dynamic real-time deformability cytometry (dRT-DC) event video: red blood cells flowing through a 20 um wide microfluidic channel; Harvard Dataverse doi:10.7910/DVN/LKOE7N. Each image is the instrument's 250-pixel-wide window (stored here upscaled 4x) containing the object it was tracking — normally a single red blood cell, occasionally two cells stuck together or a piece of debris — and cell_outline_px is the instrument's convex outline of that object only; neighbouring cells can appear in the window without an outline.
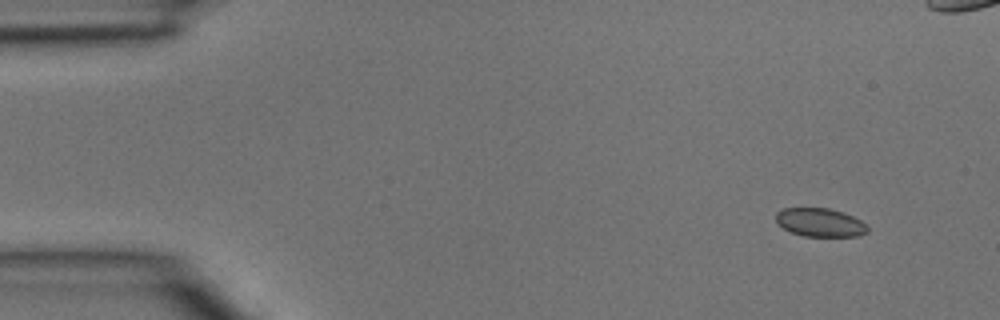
{"species": "common noctule bat (a hibernating species)", "species_latin": "Nyctalus noctula", "temperature_condition": "room temperature", "stored_images_in_passage": 6, "camera_frame_rate_fps": 3000, "um_per_image_px": 0.085, "animal": {"sex": "male", "body_mass_g": 15.6}, "frame": {"image": 1, "passage_image": 1, "time_ms": 0.0, "image_size_px": [1000, 320], "cell_outline_px": [[868, 232], [860, 236], [804, 236], [792, 232], [776, 224], [776, 212], [784, 208], [828, 208], [844, 212], [868, 224]], "centroid_in_image_um": [69.73, 18.91], "position_along_channel_um": 15.3, "area_um2": 15.32}}